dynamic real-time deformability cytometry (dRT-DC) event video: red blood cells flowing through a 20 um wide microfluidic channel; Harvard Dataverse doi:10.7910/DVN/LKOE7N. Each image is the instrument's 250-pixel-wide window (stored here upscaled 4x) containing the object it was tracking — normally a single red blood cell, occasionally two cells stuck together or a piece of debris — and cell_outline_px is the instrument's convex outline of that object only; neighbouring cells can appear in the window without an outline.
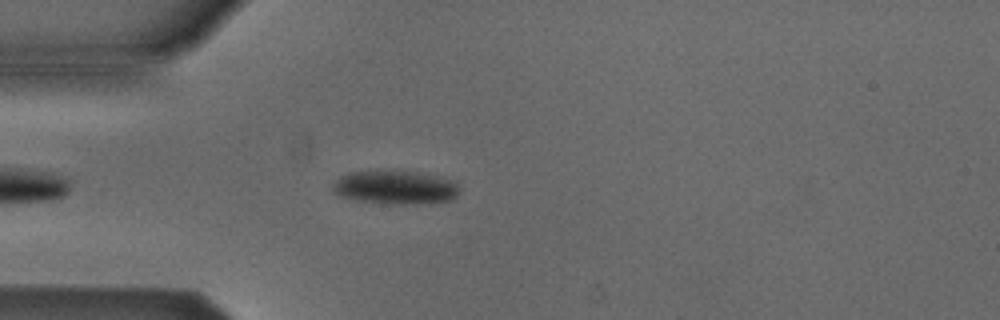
{"species": "Egyptian fruit bat (a non-hibernating species)", "species_latin": "Rousettus aegyptiacus", "temperature_condition": "cold", "stored_images_in_passage": 3, "camera_frame_rate_fps": 3000, "um_per_image_px": 0.085, "animal": {"sex": "male"}, "frame": {"image": 1, "passage_image": 3, "time_ms": 3.333, "image_size_px": [1000, 320], "cell_outline_px": [[460, 188], [456, 196], [452, 200], [404, 204], [392, 204], [356, 200], [340, 196], [332, 192], [332, 184], [340, 176], [348, 172], [412, 172], [452, 180]], "centroid_in_image_um": [33.54, 15.95], "position_along_channel_um": 51.5, "area_um2": 24.16}}